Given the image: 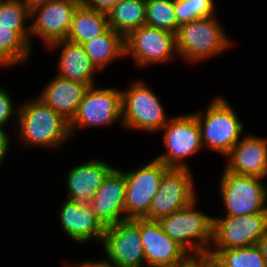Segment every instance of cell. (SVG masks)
Wrapping results in <instances>:
<instances>
[{"mask_svg":"<svg viewBox=\"0 0 267 267\" xmlns=\"http://www.w3.org/2000/svg\"><path fill=\"white\" fill-rule=\"evenodd\" d=\"M210 102L204 113L201 110L193 114L199 125L203 148L226 157L241 139L244 124L226 98L215 96Z\"/></svg>","mask_w":267,"mask_h":267,"instance_id":"3","label":"cell"},{"mask_svg":"<svg viewBox=\"0 0 267 267\" xmlns=\"http://www.w3.org/2000/svg\"><path fill=\"white\" fill-rule=\"evenodd\" d=\"M214 0H174V10L179 24L215 16Z\"/></svg>","mask_w":267,"mask_h":267,"instance_id":"29","label":"cell"},{"mask_svg":"<svg viewBox=\"0 0 267 267\" xmlns=\"http://www.w3.org/2000/svg\"><path fill=\"white\" fill-rule=\"evenodd\" d=\"M146 0H120L107 14L109 28L126 37L145 25Z\"/></svg>","mask_w":267,"mask_h":267,"instance_id":"24","label":"cell"},{"mask_svg":"<svg viewBox=\"0 0 267 267\" xmlns=\"http://www.w3.org/2000/svg\"><path fill=\"white\" fill-rule=\"evenodd\" d=\"M213 267H267V262L257 245L210 249L207 255Z\"/></svg>","mask_w":267,"mask_h":267,"instance_id":"25","label":"cell"},{"mask_svg":"<svg viewBox=\"0 0 267 267\" xmlns=\"http://www.w3.org/2000/svg\"><path fill=\"white\" fill-rule=\"evenodd\" d=\"M163 132L165 153L156 160L168 168L190 169L185 158L195 155L203 149L202 138L197 119L193 113L173 116L160 130Z\"/></svg>","mask_w":267,"mask_h":267,"instance_id":"7","label":"cell"},{"mask_svg":"<svg viewBox=\"0 0 267 267\" xmlns=\"http://www.w3.org/2000/svg\"><path fill=\"white\" fill-rule=\"evenodd\" d=\"M230 45V36L215 16L182 23L176 32L178 56L188 64L221 55Z\"/></svg>","mask_w":267,"mask_h":267,"instance_id":"2","label":"cell"},{"mask_svg":"<svg viewBox=\"0 0 267 267\" xmlns=\"http://www.w3.org/2000/svg\"><path fill=\"white\" fill-rule=\"evenodd\" d=\"M14 128L26 147L56 149L71 138L69 121L37 97L18 105Z\"/></svg>","mask_w":267,"mask_h":267,"instance_id":"1","label":"cell"},{"mask_svg":"<svg viewBox=\"0 0 267 267\" xmlns=\"http://www.w3.org/2000/svg\"><path fill=\"white\" fill-rule=\"evenodd\" d=\"M107 259L117 267L146 266L139 218L127 219L105 228L102 240Z\"/></svg>","mask_w":267,"mask_h":267,"instance_id":"11","label":"cell"},{"mask_svg":"<svg viewBox=\"0 0 267 267\" xmlns=\"http://www.w3.org/2000/svg\"><path fill=\"white\" fill-rule=\"evenodd\" d=\"M189 206L158 220L162 230L192 257L207 256L213 242V217Z\"/></svg>","mask_w":267,"mask_h":267,"instance_id":"4","label":"cell"},{"mask_svg":"<svg viewBox=\"0 0 267 267\" xmlns=\"http://www.w3.org/2000/svg\"><path fill=\"white\" fill-rule=\"evenodd\" d=\"M89 87L87 84L56 75L46 84L37 98L70 121Z\"/></svg>","mask_w":267,"mask_h":267,"instance_id":"20","label":"cell"},{"mask_svg":"<svg viewBox=\"0 0 267 267\" xmlns=\"http://www.w3.org/2000/svg\"><path fill=\"white\" fill-rule=\"evenodd\" d=\"M122 95V126L141 132H159L171 117L166 114L160 98L142 80L131 82Z\"/></svg>","mask_w":267,"mask_h":267,"instance_id":"5","label":"cell"},{"mask_svg":"<svg viewBox=\"0 0 267 267\" xmlns=\"http://www.w3.org/2000/svg\"><path fill=\"white\" fill-rule=\"evenodd\" d=\"M64 267H117L114 264H111L109 262H106L104 259H101L99 261L95 260H88V261H77L73 263H65Z\"/></svg>","mask_w":267,"mask_h":267,"instance_id":"32","label":"cell"},{"mask_svg":"<svg viewBox=\"0 0 267 267\" xmlns=\"http://www.w3.org/2000/svg\"><path fill=\"white\" fill-rule=\"evenodd\" d=\"M168 169L162 162L154 159L141 168L123 170L126 181V220L144 218L148 214L163 174Z\"/></svg>","mask_w":267,"mask_h":267,"instance_id":"12","label":"cell"},{"mask_svg":"<svg viewBox=\"0 0 267 267\" xmlns=\"http://www.w3.org/2000/svg\"><path fill=\"white\" fill-rule=\"evenodd\" d=\"M58 212L62 230L74 242L87 243L91 239L102 242L105 227L95 217L90 204L66 199Z\"/></svg>","mask_w":267,"mask_h":267,"instance_id":"18","label":"cell"},{"mask_svg":"<svg viewBox=\"0 0 267 267\" xmlns=\"http://www.w3.org/2000/svg\"><path fill=\"white\" fill-rule=\"evenodd\" d=\"M114 167L105 160H89L72 167L66 174L67 198L81 204H90L95 192Z\"/></svg>","mask_w":267,"mask_h":267,"instance_id":"19","label":"cell"},{"mask_svg":"<svg viewBox=\"0 0 267 267\" xmlns=\"http://www.w3.org/2000/svg\"><path fill=\"white\" fill-rule=\"evenodd\" d=\"M120 0H80V4L94 10L107 12Z\"/></svg>","mask_w":267,"mask_h":267,"instance_id":"31","label":"cell"},{"mask_svg":"<svg viewBox=\"0 0 267 267\" xmlns=\"http://www.w3.org/2000/svg\"><path fill=\"white\" fill-rule=\"evenodd\" d=\"M30 10L23 0H0V27L17 30L30 43Z\"/></svg>","mask_w":267,"mask_h":267,"instance_id":"28","label":"cell"},{"mask_svg":"<svg viewBox=\"0 0 267 267\" xmlns=\"http://www.w3.org/2000/svg\"><path fill=\"white\" fill-rule=\"evenodd\" d=\"M122 124V95L116 88L89 87L78 105L74 117L69 121L71 138L77 128H99L111 126L116 121Z\"/></svg>","mask_w":267,"mask_h":267,"instance_id":"8","label":"cell"},{"mask_svg":"<svg viewBox=\"0 0 267 267\" xmlns=\"http://www.w3.org/2000/svg\"><path fill=\"white\" fill-rule=\"evenodd\" d=\"M258 248L261 251V254L265 258L267 262V231L264 233V235L258 240L257 244Z\"/></svg>","mask_w":267,"mask_h":267,"instance_id":"35","label":"cell"},{"mask_svg":"<svg viewBox=\"0 0 267 267\" xmlns=\"http://www.w3.org/2000/svg\"><path fill=\"white\" fill-rule=\"evenodd\" d=\"M146 267H177L192 256L161 228L158 221L139 218Z\"/></svg>","mask_w":267,"mask_h":267,"instance_id":"15","label":"cell"},{"mask_svg":"<svg viewBox=\"0 0 267 267\" xmlns=\"http://www.w3.org/2000/svg\"><path fill=\"white\" fill-rule=\"evenodd\" d=\"M226 156L227 171L244 176L267 177V138L256 135L242 136Z\"/></svg>","mask_w":267,"mask_h":267,"instance_id":"17","label":"cell"},{"mask_svg":"<svg viewBox=\"0 0 267 267\" xmlns=\"http://www.w3.org/2000/svg\"><path fill=\"white\" fill-rule=\"evenodd\" d=\"M4 129L5 128L0 127V166L8 154V149H10V137L7 131Z\"/></svg>","mask_w":267,"mask_h":267,"instance_id":"33","label":"cell"},{"mask_svg":"<svg viewBox=\"0 0 267 267\" xmlns=\"http://www.w3.org/2000/svg\"><path fill=\"white\" fill-rule=\"evenodd\" d=\"M193 184V173L190 169L169 168L163 174L148 214L144 218L158 221L189 206L198 197Z\"/></svg>","mask_w":267,"mask_h":267,"instance_id":"10","label":"cell"},{"mask_svg":"<svg viewBox=\"0 0 267 267\" xmlns=\"http://www.w3.org/2000/svg\"><path fill=\"white\" fill-rule=\"evenodd\" d=\"M32 45L10 27H0V67H13L27 62Z\"/></svg>","mask_w":267,"mask_h":267,"instance_id":"26","label":"cell"},{"mask_svg":"<svg viewBox=\"0 0 267 267\" xmlns=\"http://www.w3.org/2000/svg\"><path fill=\"white\" fill-rule=\"evenodd\" d=\"M80 0H52L30 11V44L32 36L40 38L46 48L65 40L70 30L74 11Z\"/></svg>","mask_w":267,"mask_h":267,"instance_id":"14","label":"cell"},{"mask_svg":"<svg viewBox=\"0 0 267 267\" xmlns=\"http://www.w3.org/2000/svg\"><path fill=\"white\" fill-rule=\"evenodd\" d=\"M130 55L135 67L169 63L178 56L176 34L142 25L125 37V56Z\"/></svg>","mask_w":267,"mask_h":267,"instance_id":"9","label":"cell"},{"mask_svg":"<svg viewBox=\"0 0 267 267\" xmlns=\"http://www.w3.org/2000/svg\"><path fill=\"white\" fill-rule=\"evenodd\" d=\"M145 25L177 32L178 23L174 10V0H146Z\"/></svg>","mask_w":267,"mask_h":267,"instance_id":"27","label":"cell"},{"mask_svg":"<svg viewBox=\"0 0 267 267\" xmlns=\"http://www.w3.org/2000/svg\"><path fill=\"white\" fill-rule=\"evenodd\" d=\"M263 178L237 175L223 169L218 183L225 216L267 212V184Z\"/></svg>","mask_w":267,"mask_h":267,"instance_id":"6","label":"cell"},{"mask_svg":"<svg viewBox=\"0 0 267 267\" xmlns=\"http://www.w3.org/2000/svg\"><path fill=\"white\" fill-rule=\"evenodd\" d=\"M52 0H23L24 4L27 6V8L31 11L34 8L45 5L48 2H51Z\"/></svg>","mask_w":267,"mask_h":267,"instance_id":"36","label":"cell"},{"mask_svg":"<svg viewBox=\"0 0 267 267\" xmlns=\"http://www.w3.org/2000/svg\"><path fill=\"white\" fill-rule=\"evenodd\" d=\"M86 54L99 71L116 58L125 56V37L109 28L102 35H98L83 44Z\"/></svg>","mask_w":267,"mask_h":267,"instance_id":"23","label":"cell"},{"mask_svg":"<svg viewBox=\"0 0 267 267\" xmlns=\"http://www.w3.org/2000/svg\"><path fill=\"white\" fill-rule=\"evenodd\" d=\"M47 48H61L57 64L58 76L87 84L90 87L95 86L94 74L99 70L91 62L83 45L65 39L54 42Z\"/></svg>","mask_w":267,"mask_h":267,"instance_id":"21","label":"cell"},{"mask_svg":"<svg viewBox=\"0 0 267 267\" xmlns=\"http://www.w3.org/2000/svg\"><path fill=\"white\" fill-rule=\"evenodd\" d=\"M125 193L124 172L113 168L95 192L90 203L95 217L105 228L126 220Z\"/></svg>","mask_w":267,"mask_h":267,"instance_id":"16","label":"cell"},{"mask_svg":"<svg viewBox=\"0 0 267 267\" xmlns=\"http://www.w3.org/2000/svg\"><path fill=\"white\" fill-rule=\"evenodd\" d=\"M109 29L106 12L79 4L74 11L67 40L81 44L102 35Z\"/></svg>","mask_w":267,"mask_h":267,"instance_id":"22","label":"cell"},{"mask_svg":"<svg viewBox=\"0 0 267 267\" xmlns=\"http://www.w3.org/2000/svg\"><path fill=\"white\" fill-rule=\"evenodd\" d=\"M177 267H213L208 256L191 257L186 263Z\"/></svg>","mask_w":267,"mask_h":267,"instance_id":"34","label":"cell"},{"mask_svg":"<svg viewBox=\"0 0 267 267\" xmlns=\"http://www.w3.org/2000/svg\"><path fill=\"white\" fill-rule=\"evenodd\" d=\"M12 100L7 90L0 87V127L2 128H5L14 116V125H17L18 106L16 108Z\"/></svg>","mask_w":267,"mask_h":267,"instance_id":"30","label":"cell"},{"mask_svg":"<svg viewBox=\"0 0 267 267\" xmlns=\"http://www.w3.org/2000/svg\"><path fill=\"white\" fill-rule=\"evenodd\" d=\"M267 231V212L243 216L213 217L211 249H231L256 245Z\"/></svg>","mask_w":267,"mask_h":267,"instance_id":"13","label":"cell"}]
</instances>
